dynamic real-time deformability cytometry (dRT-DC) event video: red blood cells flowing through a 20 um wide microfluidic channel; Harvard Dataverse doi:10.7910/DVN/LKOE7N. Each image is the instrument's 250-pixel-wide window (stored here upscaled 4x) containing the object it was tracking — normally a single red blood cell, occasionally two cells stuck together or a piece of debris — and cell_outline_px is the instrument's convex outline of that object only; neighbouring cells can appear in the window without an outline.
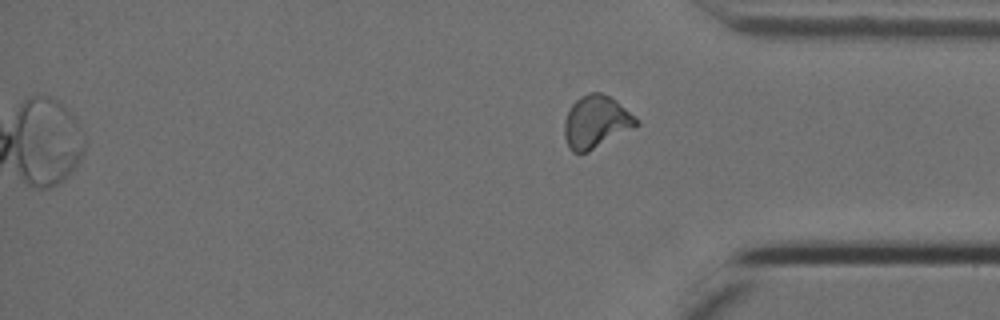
{"species": "Egyptian fruit bat (a non-hibernating species)", "species_latin": "Rousettus aegyptiacus", "temperature_condition": "cold", "stored_images_in_passage": 13, "camera_frame_rate_fps": 3000, "um_per_image_px": 0.085, "animal": {"sex": "female"}, "frame": {"image": 1, "passage_image": 13, "time_ms": 4.0, "image_size_px": [1000, 320], "cell_outline_px": [[640, 124], [588, 152], [580, 156], [572, 152], [568, 148], [564, 136], [564, 120], [572, 104], [580, 96], [588, 92], [600, 92], [616, 100], [636, 116], [640, 120]], "centroid_in_image_um": [50.65, 10.38], "position_along_channel_um": 384.6, "area_um2": 22.31}}